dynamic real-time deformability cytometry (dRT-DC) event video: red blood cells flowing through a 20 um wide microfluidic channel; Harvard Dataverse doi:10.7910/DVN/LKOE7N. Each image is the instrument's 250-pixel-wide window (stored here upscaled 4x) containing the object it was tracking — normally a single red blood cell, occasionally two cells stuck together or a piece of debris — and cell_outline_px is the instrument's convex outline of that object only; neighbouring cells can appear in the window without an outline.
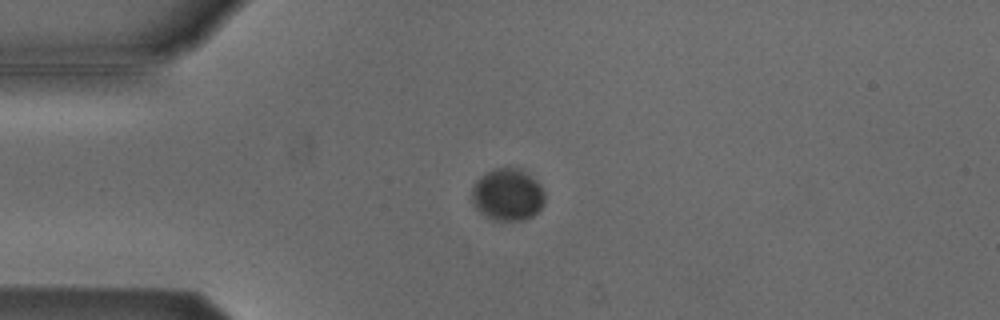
{"species": "Egyptian fruit bat (a non-hibernating species)", "species_latin": "Rousettus aegyptiacus", "temperature_condition": "cold", "stored_images_in_passage": 4, "camera_frame_rate_fps": 3000, "um_per_image_px": 0.085, "animal": {"sex": "male"}, "frame": {"image": 1, "passage_image": 3, "time_ms": 0.667, "image_size_px": [1000, 320], "cell_outline_px": [[544, 204], [532, 216], [524, 220], [492, 220], [484, 216], [472, 204], [472, 188], [476, 180], [484, 172], [492, 168], [520, 168], [536, 180], [540, 184], [544, 192]], "centroid_in_image_um": [43.12, 16.54], "position_along_channel_um": 41.9, "area_um2": 22.37}}